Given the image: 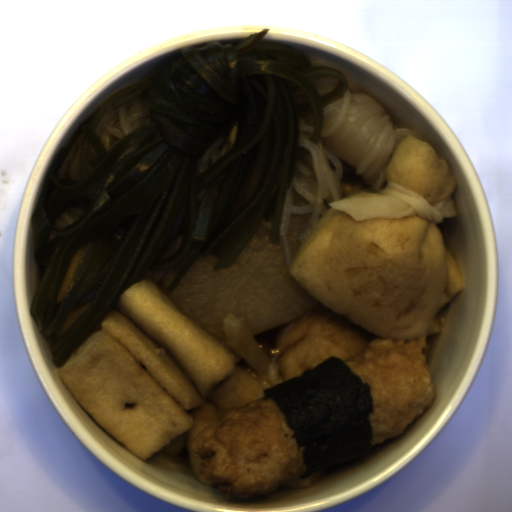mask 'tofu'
<instances>
[{"label": "tofu", "instance_id": "1", "mask_svg": "<svg viewBox=\"0 0 512 512\" xmlns=\"http://www.w3.org/2000/svg\"><path fill=\"white\" fill-rule=\"evenodd\" d=\"M235 367L234 355L144 280L123 291L119 309L57 372L77 405L147 462L193 427L185 411Z\"/></svg>", "mask_w": 512, "mask_h": 512}, {"label": "tofu", "instance_id": "2", "mask_svg": "<svg viewBox=\"0 0 512 512\" xmlns=\"http://www.w3.org/2000/svg\"><path fill=\"white\" fill-rule=\"evenodd\" d=\"M444 248L446 254L448 275L441 308L445 306L448 302H450L461 290L467 287L466 277L459 262L456 260V258L445 245Z\"/></svg>", "mask_w": 512, "mask_h": 512}]
</instances>
